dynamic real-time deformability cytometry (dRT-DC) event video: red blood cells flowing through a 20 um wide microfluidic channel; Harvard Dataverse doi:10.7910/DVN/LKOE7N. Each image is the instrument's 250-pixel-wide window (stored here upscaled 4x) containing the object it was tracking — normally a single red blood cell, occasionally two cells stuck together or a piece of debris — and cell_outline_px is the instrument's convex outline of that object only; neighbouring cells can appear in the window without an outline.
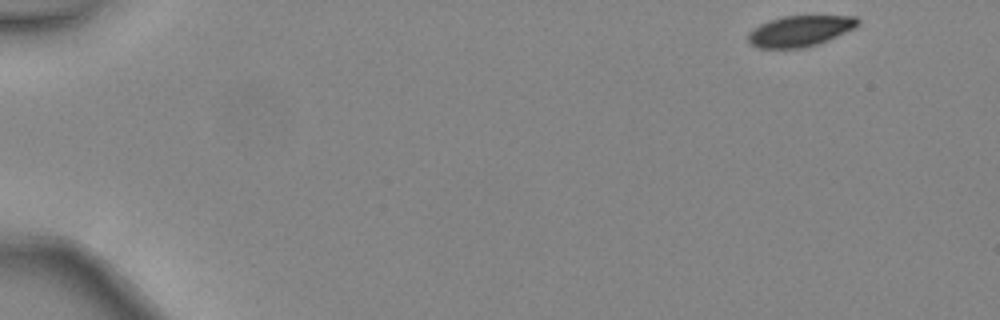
{"species": "common noctule bat (a hibernating species)", "species_latin": "Nyctalus noctula", "temperature_condition": "warm", "stored_images_in_passage": 8, "camera_frame_rate_fps": 3000, "um_per_image_px": 0.085, "animal": {"sex": "female", "body_mass_g": 24.6, "forearm_length_mm": 56.2}, "frame": {"image": 1, "passage_image": 1, "time_ms": 0.0, "image_size_px": [1000, 320], "cell_outline_px": [[860, 24], [856, 28], [820, 44], [804, 48], [756, 48], [748, 40], [748, 32], [752, 28], [760, 24], [784, 16], [856, 16], [860, 20]], "centroid_in_image_um": [68.04, 2.64], "position_along_channel_um": 17.0, "area_um2": 19.94}}